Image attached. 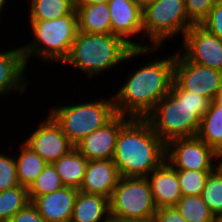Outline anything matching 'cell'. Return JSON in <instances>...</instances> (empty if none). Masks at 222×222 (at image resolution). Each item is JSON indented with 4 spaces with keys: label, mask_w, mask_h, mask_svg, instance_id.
<instances>
[{
    "label": "cell",
    "mask_w": 222,
    "mask_h": 222,
    "mask_svg": "<svg viewBox=\"0 0 222 222\" xmlns=\"http://www.w3.org/2000/svg\"><path fill=\"white\" fill-rule=\"evenodd\" d=\"M165 57L155 56L128 74L116 95L113 94L117 114L146 118L170 92L174 80V53Z\"/></svg>",
    "instance_id": "cell-1"
},
{
    "label": "cell",
    "mask_w": 222,
    "mask_h": 222,
    "mask_svg": "<svg viewBox=\"0 0 222 222\" xmlns=\"http://www.w3.org/2000/svg\"><path fill=\"white\" fill-rule=\"evenodd\" d=\"M166 144L146 118H130L121 128L112 161L120 177H147L164 161Z\"/></svg>",
    "instance_id": "cell-2"
},
{
    "label": "cell",
    "mask_w": 222,
    "mask_h": 222,
    "mask_svg": "<svg viewBox=\"0 0 222 222\" xmlns=\"http://www.w3.org/2000/svg\"><path fill=\"white\" fill-rule=\"evenodd\" d=\"M158 51V52H157ZM158 47L132 48L113 34H88L77 31L69 54L62 64L71 65L90 79L135 57L159 53ZM133 58V59H132Z\"/></svg>",
    "instance_id": "cell-3"
},
{
    "label": "cell",
    "mask_w": 222,
    "mask_h": 222,
    "mask_svg": "<svg viewBox=\"0 0 222 222\" xmlns=\"http://www.w3.org/2000/svg\"><path fill=\"white\" fill-rule=\"evenodd\" d=\"M211 100L194 92L182 90L174 81L165 95L146 117L158 137L168 142L198 134L201 119Z\"/></svg>",
    "instance_id": "cell-4"
},
{
    "label": "cell",
    "mask_w": 222,
    "mask_h": 222,
    "mask_svg": "<svg viewBox=\"0 0 222 222\" xmlns=\"http://www.w3.org/2000/svg\"><path fill=\"white\" fill-rule=\"evenodd\" d=\"M33 37L21 46L26 65L31 57L47 63H60L67 58L78 31L77 14H68L52 20H27Z\"/></svg>",
    "instance_id": "cell-5"
},
{
    "label": "cell",
    "mask_w": 222,
    "mask_h": 222,
    "mask_svg": "<svg viewBox=\"0 0 222 222\" xmlns=\"http://www.w3.org/2000/svg\"><path fill=\"white\" fill-rule=\"evenodd\" d=\"M78 104L54 105L49 114L60 125L63 133L75 146L96 129L102 128L116 115L113 95ZM74 104V105H73Z\"/></svg>",
    "instance_id": "cell-6"
},
{
    "label": "cell",
    "mask_w": 222,
    "mask_h": 222,
    "mask_svg": "<svg viewBox=\"0 0 222 222\" xmlns=\"http://www.w3.org/2000/svg\"><path fill=\"white\" fill-rule=\"evenodd\" d=\"M144 39L150 47L162 48L169 39L182 35L194 24L186 13L184 0H156L142 11ZM146 36V37H145Z\"/></svg>",
    "instance_id": "cell-7"
},
{
    "label": "cell",
    "mask_w": 222,
    "mask_h": 222,
    "mask_svg": "<svg viewBox=\"0 0 222 222\" xmlns=\"http://www.w3.org/2000/svg\"><path fill=\"white\" fill-rule=\"evenodd\" d=\"M109 205L110 217L115 219H150L157 211L146 177H120Z\"/></svg>",
    "instance_id": "cell-8"
},
{
    "label": "cell",
    "mask_w": 222,
    "mask_h": 222,
    "mask_svg": "<svg viewBox=\"0 0 222 222\" xmlns=\"http://www.w3.org/2000/svg\"><path fill=\"white\" fill-rule=\"evenodd\" d=\"M174 82L182 89L215 100L222 90V72L187 60L174 52Z\"/></svg>",
    "instance_id": "cell-9"
},
{
    "label": "cell",
    "mask_w": 222,
    "mask_h": 222,
    "mask_svg": "<svg viewBox=\"0 0 222 222\" xmlns=\"http://www.w3.org/2000/svg\"><path fill=\"white\" fill-rule=\"evenodd\" d=\"M165 160L175 170H215L217 168V152L198 136L168 142Z\"/></svg>",
    "instance_id": "cell-10"
},
{
    "label": "cell",
    "mask_w": 222,
    "mask_h": 222,
    "mask_svg": "<svg viewBox=\"0 0 222 222\" xmlns=\"http://www.w3.org/2000/svg\"><path fill=\"white\" fill-rule=\"evenodd\" d=\"M179 52L189 61L222 72V40L200 24H193L181 39Z\"/></svg>",
    "instance_id": "cell-11"
},
{
    "label": "cell",
    "mask_w": 222,
    "mask_h": 222,
    "mask_svg": "<svg viewBox=\"0 0 222 222\" xmlns=\"http://www.w3.org/2000/svg\"><path fill=\"white\" fill-rule=\"evenodd\" d=\"M36 125L33 133L23 141L47 163L53 164L62 156L67 155L75 146L63 133L60 125L48 113Z\"/></svg>",
    "instance_id": "cell-12"
},
{
    "label": "cell",
    "mask_w": 222,
    "mask_h": 222,
    "mask_svg": "<svg viewBox=\"0 0 222 222\" xmlns=\"http://www.w3.org/2000/svg\"><path fill=\"white\" fill-rule=\"evenodd\" d=\"M108 7L110 11L111 34L122 38L134 49L150 47L149 44L144 45V43L139 42L140 40L141 42L144 41L143 16L142 10L133 0H109Z\"/></svg>",
    "instance_id": "cell-13"
},
{
    "label": "cell",
    "mask_w": 222,
    "mask_h": 222,
    "mask_svg": "<svg viewBox=\"0 0 222 222\" xmlns=\"http://www.w3.org/2000/svg\"><path fill=\"white\" fill-rule=\"evenodd\" d=\"M130 119L117 114L102 128L96 129L75 145V148L88 160H112L118 134Z\"/></svg>",
    "instance_id": "cell-14"
},
{
    "label": "cell",
    "mask_w": 222,
    "mask_h": 222,
    "mask_svg": "<svg viewBox=\"0 0 222 222\" xmlns=\"http://www.w3.org/2000/svg\"><path fill=\"white\" fill-rule=\"evenodd\" d=\"M28 66L24 60L22 48L0 51V97L9 96V93L24 94L28 88L26 69Z\"/></svg>",
    "instance_id": "cell-15"
},
{
    "label": "cell",
    "mask_w": 222,
    "mask_h": 222,
    "mask_svg": "<svg viewBox=\"0 0 222 222\" xmlns=\"http://www.w3.org/2000/svg\"><path fill=\"white\" fill-rule=\"evenodd\" d=\"M78 189L66 187L42 196L34 197L32 205L45 222H64L71 220Z\"/></svg>",
    "instance_id": "cell-16"
},
{
    "label": "cell",
    "mask_w": 222,
    "mask_h": 222,
    "mask_svg": "<svg viewBox=\"0 0 222 222\" xmlns=\"http://www.w3.org/2000/svg\"><path fill=\"white\" fill-rule=\"evenodd\" d=\"M146 178L149 181L154 204L157 209L174 207L182 197L177 170L166 160Z\"/></svg>",
    "instance_id": "cell-17"
},
{
    "label": "cell",
    "mask_w": 222,
    "mask_h": 222,
    "mask_svg": "<svg viewBox=\"0 0 222 222\" xmlns=\"http://www.w3.org/2000/svg\"><path fill=\"white\" fill-rule=\"evenodd\" d=\"M120 175L112 160L88 161L79 191L111 198Z\"/></svg>",
    "instance_id": "cell-18"
},
{
    "label": "cell",
    "mask_w": 222,
    "mask_h": 222,
    "mask_svg": "<svg viewBox=\"0 0 222 222\" xmlns=\"http://www.w3.org/2000/svg\"><path fill=\"white\" fill-rule=\"evenodd\" d=\"M109 217V198L78 191L71 217L73 222H104Z\"/></svg>",
    "instance_id": "cell-19"
},
{
    "label": "cell",
    "mask_w": 222,
    "mask_h": 222,
    "mask_svg": "<svg viewBox=\"0 0 222 222\" xmlns=\"http://www.w3.org/2000/svg\"><path fill=\"white\" fill-rule=\"evenodd\" d=\"M78 31L88 34H111L108 3L75 5Z\"/></svg>",
    "instance_id": "cell-20"
},
{
    "label": "cell",
    "mask_w": 222,
    "mask_h": 222,
    "mask_svg": "<svg viewBox=\"0 0 222 222\" xmlns=\"http://www.w3.org/2000/svg\"><path fill=\"white\" fill-rule=\"evenodd\" d=\"M87 164L88 160L76 148L53 163L63 185L78 190L82 185Z\"/></svg>",
    "instance_id": "cell-21"
},
{
    "label": "cell",
    "mask_w": 222,
    "mask_h": 222,
    "mask_svg": "<svg viewBox=\"0 0 222 222\" xmlns=\"http://www.w3.org/2000/svg\"><path fill=\"white\" fill-rule=\"evenodd\" d=\"M19 146L20 151H17V155H15L17 178L21 186L29 188L43 171L47 162L24 142Z\"/></svg>",
    "instance_id": "cell-22"
},
{
    "label": "cell",
    "mask_w": 222,
    "mask_h": 222,
    "mask_svg": "<svg viewBox=\"0 0 222 222\" xmlns=\"http://www.w3.org/2000/svg\"><path fill=\"white\" fill-rule=\"evenodd\" d=\"M197 136L216 152L222 148V106L215 100L202 117Z\"/></svg>",
    "instance_id": "cell-23"
},
{
    "label": "cell",
    "mask_w": 222,
    "mask_h": 222,
    "mask_svg": "<svg viewBox=\"0 0 222 222\" xmlns=\"http://www.w3.org/2000/svg\"><path fill=\"white\" fill-rule=\"evenodd\" d=\"M29 20H52L77 14L74 0H28Z\"/></svg>",
    "instance_id": "cell-24"
},
{
    "label": "cell",
    "mask_w": 222,
    "mask_h": 222,
    "mask_svg": "<svg viewBox=\"0 0 222 222\" xmlns=\"http://www.w3.org/2000/svg\"><path fill=\"white\" fill-rule=\"evenodd\" d=\"M187 222H217L218 219L201 196H184L174 206Z\"/></svg>",
    "instance_id": "cell-25"
},
{
    "label": "cell",
    "mask_w": 222,
    "mask_h": 222,
    "mask_svg": "<svg viewBox=\"0 0 222 222\" xmlns=\"http://www.w3.org/2000/svg\"><path fill=\"white\" fill-rule=\"evenodd\" d=\"M28 188L19 185L0 191V222L9 220L30 203Z\"/></svg>",
    "instance_id": "cell-26"
},
{
    "label": "cell",
    "mask_w": 222,
    "mask_h": 222,
    "mask_svg": "<svg viewBox=\"0 0 222 222\" xmlns=\"http://www.w3.org/2000/svg\"><path fill=\"white\" fill-rule=\"evenodd\" d=\"M201 198L215 217L220 220L222 218V170L216 168L208 175Z\"/></svg>",
    "instance_id": "cell-27"
},
{
    "label": "cell",
    "mask_w": 222,
    "mask_h": 222,
    "mask_svg": "<svg viewBox=\"0 0 222 222\" xmlns=\"http://www.w3.org/2000/svg\"><path fill=\"white\" fill-rule=\"evenodd\" d=\"M63 187L64 185L55 166L51 163H47L43 171L28 188L29 199L31 201L34 197L52 193Z\"/></svg>",
    "instance_id": "cell-28"
},
{
    "label": "cell",
    "mask_w": 222,
    "mask_h": 222,
    "mask_svg": "<svg viewBox=\"0 0 222 222\" xmlns=\"http://www.w3.org/2000/svg\"><path fill=\"white\" fill-rule=\"evenodd\" d=\"M214 170H177L184 196H201L208 175Z\"/></svg>",
    "instance_id": "cell-29"
},
{
    "label": "cell",
    "mask_w": 222,
    "mask_h": 222,
    "mask_svg": "<svg viewBox=\"0 0 222 222\" xmlns=\"http://www.w3.org/2000/svg\"><path fill=\"white\" fill-rule=\"evenodd\" d=\"M0 150V191L18 187L19 181L17 178L15 156L9 153L1 152Z\"/></svg>",
    "instance_id": "cell-30"
},
{
    "label": "cell",
    "mask_w": 222,
    "mask_h": 222,
    "mask_svg": "<svg viewBox=\"0 0 222 222\" xmlns=\"http://www.w3.org/2000/svg\"><path fill=\"white\" fill-rule=\"evenodd\" d=\"M188 18L194 24H200L213 8L216 0H184Z\"/></svg>",
    "instance_id": "cell-31"
},
{
    "label": "cell",
    "mask_w": 222,
    "mask_h": 222,
    "mask_svg": "<svg viewBox=\"0 0 222 222\" xmlns=\"http://www.w3.org/2000/svg\"><path fill=\"white\" fill-rule=\"evenodd\" d=\"M200 25L222 40V0L215 1L213 8Z\"/></svg>",
    "instance_id": "cell-32"
},
{
    "label": "cell",
    "mask_w": 222,
    "mask_h": 222,
    "mask_svg": "<svg viewBox=\"0 0 222 222\" xmlns=\"http://www.w3.org/2000/svg\"><path fill=\"white\" fill-rule=\"evenodd\" d=\"M9 222H45V220L30 202L24 209L18 211Z\"/></svg>",
    "instance_id": "cell-33"
},
{
    "label": "cell",
    "mask_w": 222,
    "mask_h": 222,
    "mask_svg": "<svg viewBox=\"0 0 222 222\" xmlns=\"http://www.w3.org/2000/svg\"><path fill=\"white\" fill-rule=\"evenodd\" d=\"M157 222H187L175 207H162L155 213Z\"/></svg>",
    "instance_id": "cell-34"
},
{
    "label": "cell",
    "mask_w": 222,
    "mask_h": 222,
    "mask_svg": "<svg viewBox=\"0 0 222 222\" xmlns=\"http://www.w3.org/2000/svg\"><path fill=\"white\" fill-rule=\"evenodd\" d=\"M108 2L109 0H74V5L102 4Z\"/></svg>",
    "instance_id": "cell-35"
},
{
    "label": "cell",
    "mask_w": 222,
    "mask_h": 222,
    "mask_svg": "<svg viewBox=\"0 0 222 222\" xmlns=\"http://www.w3.org/2000/svg\"><path fill=\"white\" fill-rule=\"evenodd\" d=\"M135 4L143 11L150 5H152L156 0H133Z\"/></svg>",
    "instance_id": "cell-36"
},
{
    "label": "cell",
    "mask_w": 222,
    "mask_h": 222,
    "mask_svg": "<svg viewBox=\"0 0 222 222\" xmlns=\"http://www.w3.org/2000/svg\"><path fill=\"white\" fill-rule=\"evenodd\" d=\"M118 222H157L155 217L150 219H138V220H125V219H118Z\"/></svg>",
    "instance_id": "cell-37"
},
{
    "label": "cell",
    "mask_w": 222,
    "mask_h": 222,
    "mask_svg": "<svg viewBox=\"0 0 222 222\" xmlns=\"http://www.w3.org/2000/svg\"><path fill=\"white\" fill-rule=\"evenodd\" d=\"M217 168L222 170V148L217 151Z\"/></svg>",
    "instance_id": "cell-38"
},
{
    "label": "cell",
    "mask_w": 222,
    "mask_h": 222,
    "mask_svg": "<svg viewBox=\"0 0 222 222\" xmlns=\"http://www.w3.org/2000/svg\"><path fill=\"white\" fill-rule=\"evenodd\" d=\"M8 2V0H0V16L1 14H3V11L5 8V6L7 7L8 5H6Z\"/></svg>",
    "instance_id": "cell-39"
},
{
    "label": "cell",
    "mask_w": 222,
    "mask_h": 222,
    "mask_svg": "<svg viewBox=\"0 0 222 222\" xmlns=\"http://www.w3.org/2000/svg\"><path fill=\"white\" fill-rule=\"evenodd\" d=\"M215 101L222 106V90H220L218 93H217V96L215 98Z\"/></svg>",
    "instance_id": "cell-40"
},
{
    "label": "cell",
    "mask_w": 222,
    "mask_h": 222,
    "mask_svg": "<svg viewBox=\"0 0 222 222\" xmlns=\"http://www.w3.org/2000/svg\"><path fill=\"white\" fill-rule=\"evenodd\" d=\"M104 222H118V219L109 217V218H108L106 221H104Z\"/></svg>",
    "instance_id": "cell-41"
}]
</instances>
